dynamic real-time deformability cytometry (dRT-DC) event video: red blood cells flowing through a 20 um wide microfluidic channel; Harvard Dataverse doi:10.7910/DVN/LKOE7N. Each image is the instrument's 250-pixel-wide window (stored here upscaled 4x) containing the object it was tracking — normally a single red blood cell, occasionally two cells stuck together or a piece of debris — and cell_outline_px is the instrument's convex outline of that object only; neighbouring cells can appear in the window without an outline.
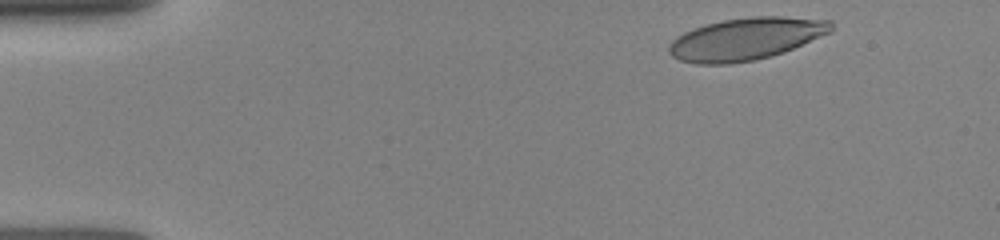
{"species": "human", "species_latin": "Homo sapiens", "temperature_condition": "room temperature", "stored_images_in_passage": 20, "camera_frame_rate_fps": 3000, "um_per_image_px": 0.085, "donor": {"sex": "female"}, "frame": {"image": 1, "passage_image": 1, "time_ms": 0.0, "image_size_px": [1000, 240], "cell_outline_px": [[832, 32], [784, 52], [756, 60], [732, 64], [696, 64], [680, 60], [672, 56], [668, 52], [668, 44], [676, 36], [684, 32], [704, 24], [724, 20], [752, 16], [780, 16], [832, 20]], "centroid_in_image_um": [63.39, 3.31], "position_along_channel_um": 21.6, "area_um2": 40.23}}
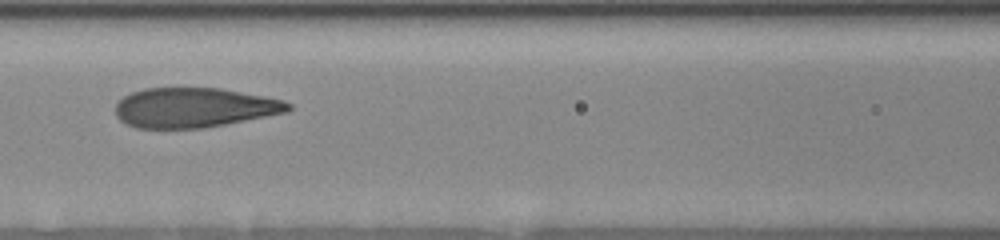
{"frame": {"image": 2, "passage_image": 11, "time_ms": 5.333, "image_size_px": [1000, 240], "cell_outline_px": [[292, 108], [288, 112], [224, 124], [200, 128], [136, 128], [120, 120], [116, 116], [116, 104], [124, 96], [132, 92], [144, 88], [220, 88], [284, 100], [292, 104]], "centroid_in_image_um": [16.5, 9.14], "position_along_channel_um": 150.1, "area_um2": 39.82}}
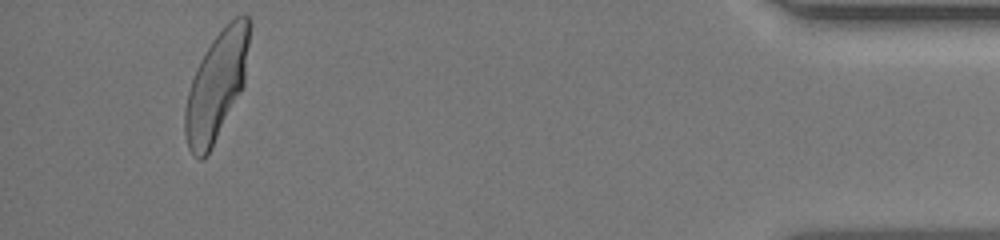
{"frame": {"image": 3, "passage_image": 19, "time_ms": 13.333, "image_size_px": [1000, 240], "cell_outline_px": [[252, 24], [244, 88], [208, 152], [200, 160], [192, 156], [188, 148], [184, 132], [184, 108], [188, 92], [196, 68], [200, 60], [212, 40], [236, 16], [244, 12], [252, 20]], "centroid_in_image_um": [18.43, 7.25], "position_along_channel_um": 416.8, "area_um2": 40.75}}